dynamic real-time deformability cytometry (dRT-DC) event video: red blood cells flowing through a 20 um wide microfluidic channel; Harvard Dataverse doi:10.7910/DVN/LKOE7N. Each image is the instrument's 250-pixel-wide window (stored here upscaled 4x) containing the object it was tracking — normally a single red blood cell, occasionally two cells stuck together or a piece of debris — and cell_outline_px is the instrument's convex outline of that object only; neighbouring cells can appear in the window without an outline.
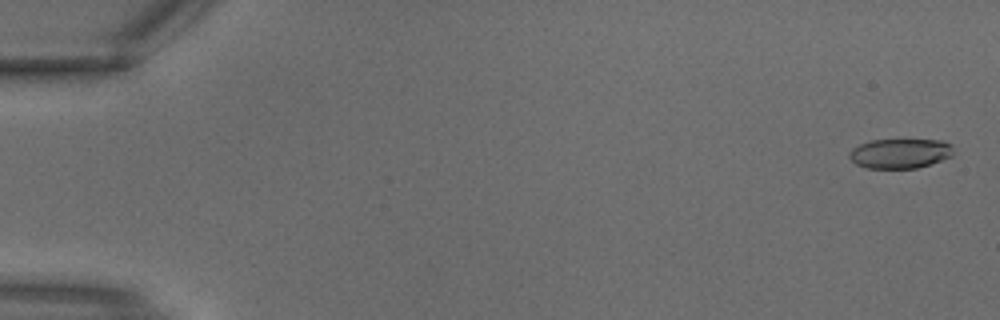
{"species": "common noctule bat (a hibernating species)", "species_latin": "Nyctalus noctula", "temperature_condition": "warm", "stored_images_in_passage": 2, "camera_frame_rate_fps": 3000, "um_per_image_px": 0.085, "animal": {"sex": "male", "body_mass_g": 18.8}, "frame": {"image": 1, "passage_image": 1, "time_ms": 0.0, "image_size_px": [1000, 320], "cell_outline_px": [[952, 156], [916, 168], [868, 168], [856, 164], [848, 156], [848, 152], [852, 148], [860, 144], [872, 140], [944, 140], [952, 144]], "centroid_in_image_um": [76.49, 13.03], "position_along_channel_um": 8.5, "area_um2": 17.92}}